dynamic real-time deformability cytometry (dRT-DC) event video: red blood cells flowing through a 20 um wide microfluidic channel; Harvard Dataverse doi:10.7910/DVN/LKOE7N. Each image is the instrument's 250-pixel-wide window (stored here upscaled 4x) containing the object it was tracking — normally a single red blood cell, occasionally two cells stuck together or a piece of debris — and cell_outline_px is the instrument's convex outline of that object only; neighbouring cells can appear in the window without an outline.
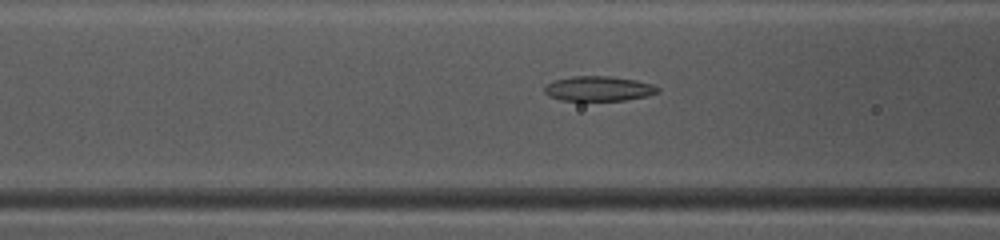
{"species": "common noctule bat (a hibernating species)", "species_latin": "Nyctalus noctula", "temperature_condition": "warm", "stored_images_in_passage": 40, "camera_frame_rate_fps": 3000, "um_per_image_px": 0.085, "animal": {"sex": "female", "body_mass_g": 10.0, "forearm_length_mm": 53.1}, "frame": {"image": 1, "passage_image": 11, "time_ms": 3.333, "image_size_px": [1000, 240], "cell_outline_px": [[660, 92], [648, 96], [624, 100], [560, 100], [548, 96], [544, 92], [544, 84], [556, 80], [572, 76], [608, 76], [636, 80], [652, 84], [660, 88]], "centroid_in_image_um": [50.88, 7.53], "position_along_channel_um": 115.7, "area_um2": 16.47}}
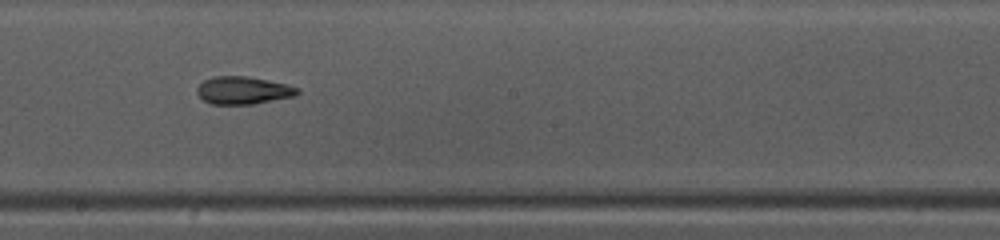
{"frame": {"image": 2, "passage_image": 19, "time_ms": 6.0, "image_size_px": [1000, 240], "cell_outline_px": [[300, 92], [296, 96], [252, 104], [208, 104], [196, 92], [196, 88], [204, 80], [216, 76], [248, 76], [288, 84], [300, 88]], "centroid_in_image_um": [20.7, 7.68], "position_along_channel_um": 227.5, "area_um2": 16.3}}
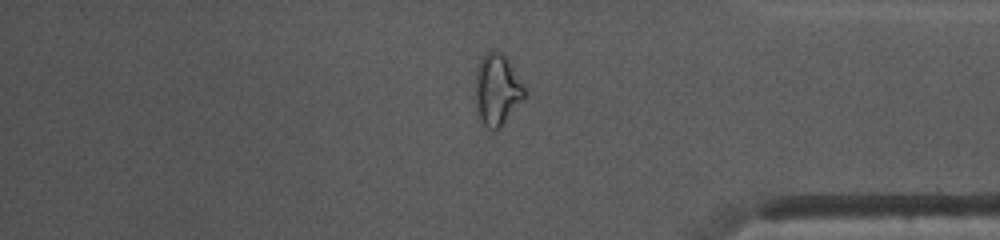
{"frame": {"image": 3, "passage_image": 32, "time_ms": 10.333, "image_size_px": [1000, 240], "cell_outline_px": [[524, 100], [500, 128], [488, 128], [480, 120], [476, 108], [476, 72], [480, 60], [492, 48], [508, 56], [524, 84]], "centroid_in_image_um": [42.29, 7.59], "position_along_channel_um": 392.9, "area_um2": 20.63}, "authors_computed_cell_mechanics": {"area_um2": 16.9354, "velocity_mm_per_s": 4.177, "shape_relaxation_time_tau1_ms": 8.7942, "shape_relaxation_time_tau2_ms": 1.8479, "deformation_change_tau1": 0.2318, "deformation_change_tau2": 0.0846}}